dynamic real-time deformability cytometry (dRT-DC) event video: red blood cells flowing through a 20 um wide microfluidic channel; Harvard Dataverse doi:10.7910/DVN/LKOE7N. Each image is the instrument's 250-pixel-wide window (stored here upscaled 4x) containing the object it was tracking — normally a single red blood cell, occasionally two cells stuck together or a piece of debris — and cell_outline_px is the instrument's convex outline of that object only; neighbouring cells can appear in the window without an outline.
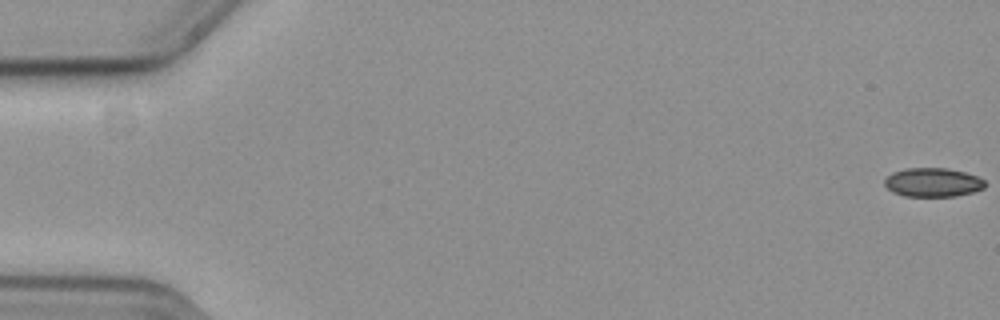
{"species": "common noctule bat (a hibernating species)", "species_latin": "Nyctalus noctula", "temperature_condition": "cold", "stored_images_in_passage": 11, "camera_frame_rate_fps": 3000, "um_per_image_px": 0.085, "animal": {"sex": "female", "body_mass_g": 19.3, "forearm_length_mm": 54.1}, "frame": {"image": 1, "passage_image": 1, "time_ms": 0.0, "image_size_px": [1000, 320], "cell_outline_px": [[984, 188], [972, 192], [956, 196], [904, 196], [892, 192], [884, 184], [884, 180], [892, 172], [908, 168], [948, 168], [964, 172], [976, 176], [984, 180]], "centroid_in_image_um": [79.27, 15.5], "position_along_channel_um": 5.7, "area_um2": 16.82}}